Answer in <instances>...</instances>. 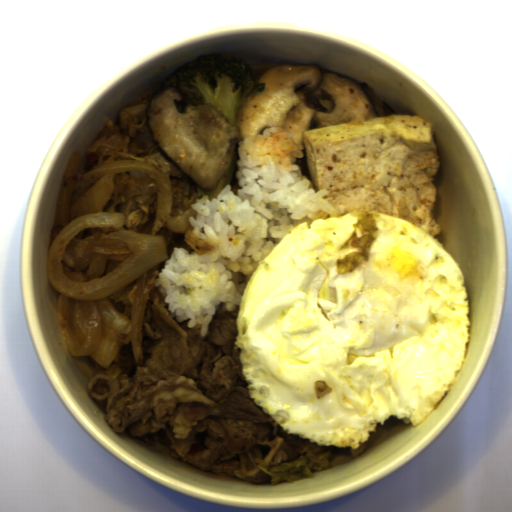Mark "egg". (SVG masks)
I'll return each instance as SVG.
<instances>
[{"label": "egg", "mask_w": 512, "mask_h": 512, "mask_svg": "<svg viewBox=\"0 0 512 512\" xmlns=\"http://www.w3.org/2000/svg\"><path fill=\"white\" fill-rule=\"evenodd\" d=\"M374 215L365 259L339 274L356 217L302 222L263 259L238 305L249 398L288 435L358 449L386 419L419 426L466 358L465 276L439 241Z\"/></svg>", "instance_id": "1"}]
</instances>
